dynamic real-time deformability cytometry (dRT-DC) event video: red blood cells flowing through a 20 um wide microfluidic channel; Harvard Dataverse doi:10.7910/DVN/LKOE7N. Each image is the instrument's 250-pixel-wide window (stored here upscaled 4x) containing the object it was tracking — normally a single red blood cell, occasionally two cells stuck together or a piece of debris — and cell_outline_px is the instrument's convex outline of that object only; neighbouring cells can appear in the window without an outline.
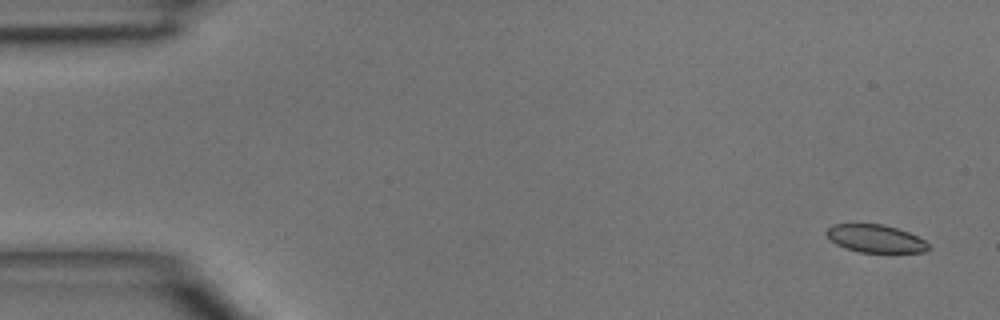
{"species": "common noctule bat (a hibernating species)", "species_latin": "Nyctalus noctula", "temperature_condition": "room temperature", "stored_images_in_passage": 45, "camera_frame_rate_fps": 3000, "um_per_image_px": 0.085, "animal": {"sex": "male", "body_mass_g": 15.6}, "frame": {"image": 1, "passage_image": 1, "time_ms": 0.0, "image_size_px": [1000, 320], "cell_outline_px": [[932, 248], [924, 252], [860, 252], [844, 248], [836, 244], [824, 232], [832, 224], [884, 224], [908, 232], [924, 240]], "centroid_in_image_um": [74.41, 20.28], "position_along_channel_um": 10.6, "area_um2": 16.47}}
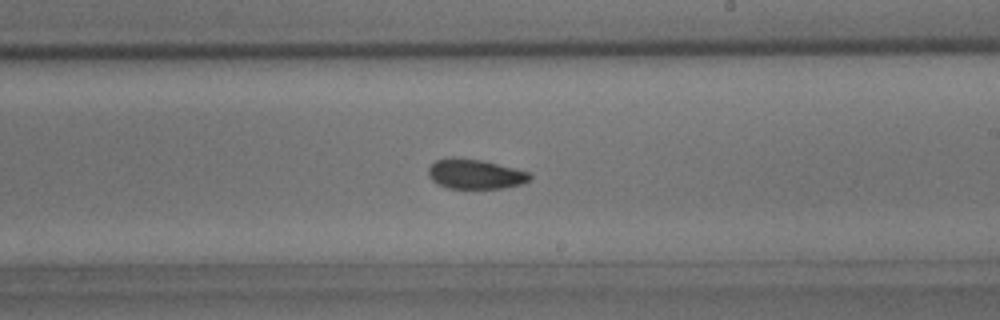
{"frame": {"image": 2, "passage_image": 26, "time_ms": 8.333, "image_size_px": [1000, 320], "cell_outline_px": [[532, 180], [520, 184], [500, 188], [448, 188], [436, 184], [428, 176], [428, 168], [436, 160], [480, 160], [528, 172], [532, 176]], "centroid_in_image_um": [40.4, 14.84], "position_along_channel_um": 248.6, "area_um2": 16.88}}
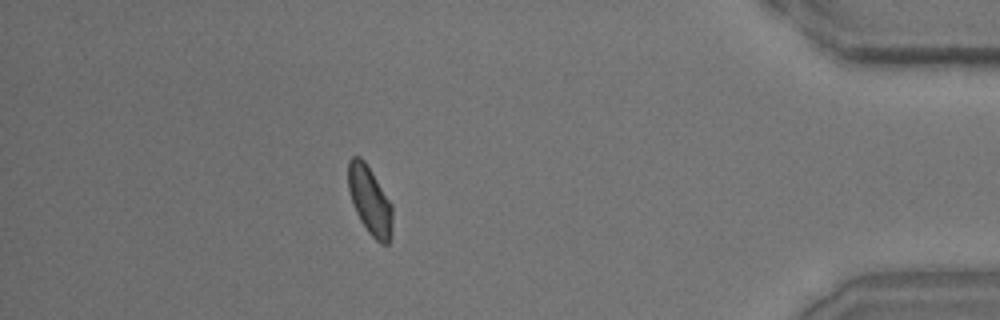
{"frame": {"image": 3, "passage_image": 40, "time_ms": 13.0, "image_size_px": [1000, 320], "cell_outline_px": [[392, 232], [388, 244], [380, 244], [368, 232], [360, 220], [356, 212], [348, 188], [348, 160], [352, 156], [360, 156], [364, 160], [392, 204]], "centroid_in_image_um": [31.44, 17.04], "position_along_channel_um": 403.8, "area_um2": 17.51}}